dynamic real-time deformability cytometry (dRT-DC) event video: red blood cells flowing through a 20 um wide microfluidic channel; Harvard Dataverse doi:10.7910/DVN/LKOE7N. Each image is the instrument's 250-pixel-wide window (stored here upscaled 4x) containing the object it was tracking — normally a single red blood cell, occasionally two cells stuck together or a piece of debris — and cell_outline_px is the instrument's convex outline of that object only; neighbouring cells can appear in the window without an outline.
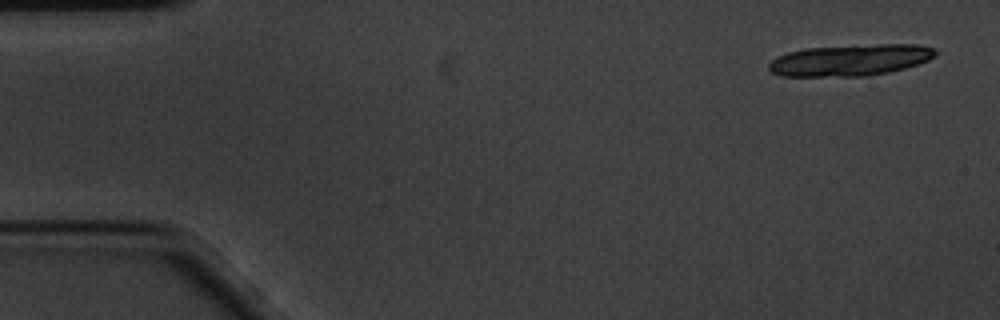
{"species": "common noctule bat (a hibernating species)", "species_latin": "Nyctalus noctula", "temperature_condition": "cold", "stored_images_in_passage": 6, "camera_frame_rate_fps": 3000, "um_per_image_px": 0.085, "animal": {"sex": "male", "body_mass_g": 20.1, "forearm_length_mm": 53.5}, "frame": {"image": 1, "passage_image": 1, "time_ms": 0.0, "image_size_px": [1000, 320], "cell_outline_px": [[936, 56], [928, 60], [904, 68], [888, 72], [864, 76], [780, 76], [772, 72], [768, 68], [768, 64], [772, 60], [788, 52], [804, 48], [880, 44], [916, 44], [936, 48]], "centroid_in_image_um": [72.28, 5.1], "position_along_channel_um": 12.7, "area_um2": 30.4}}
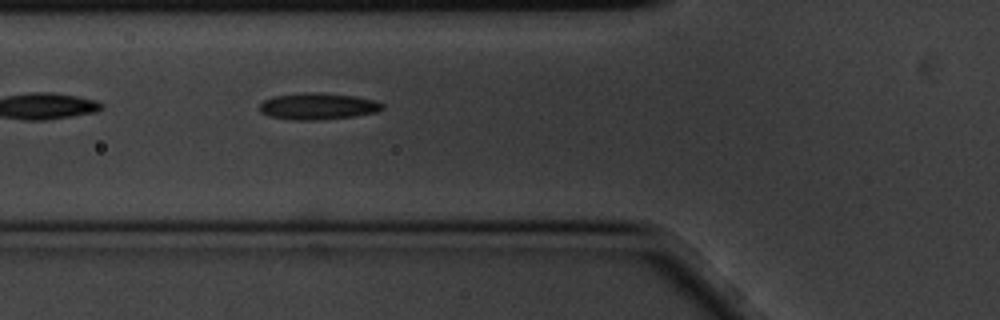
{"frame": {"image": 2, "passage_image": 6, "time_ms": 1.667, "image_size_px": [1000, 320], "cell_outline_px": [[384, 108], [376, 112], [352, 116], [316, 120], [292, 120], [268, 116], [260, 112], [260, 104], [264, 100], [272, 96], [304, 92], [316, 92], [356, 96], [376, 100], [384, 104]], "centroid_in_image_um": [27.0, 9.02], "position_along_channel_um": 98.8, "area_um2": 19.13}}